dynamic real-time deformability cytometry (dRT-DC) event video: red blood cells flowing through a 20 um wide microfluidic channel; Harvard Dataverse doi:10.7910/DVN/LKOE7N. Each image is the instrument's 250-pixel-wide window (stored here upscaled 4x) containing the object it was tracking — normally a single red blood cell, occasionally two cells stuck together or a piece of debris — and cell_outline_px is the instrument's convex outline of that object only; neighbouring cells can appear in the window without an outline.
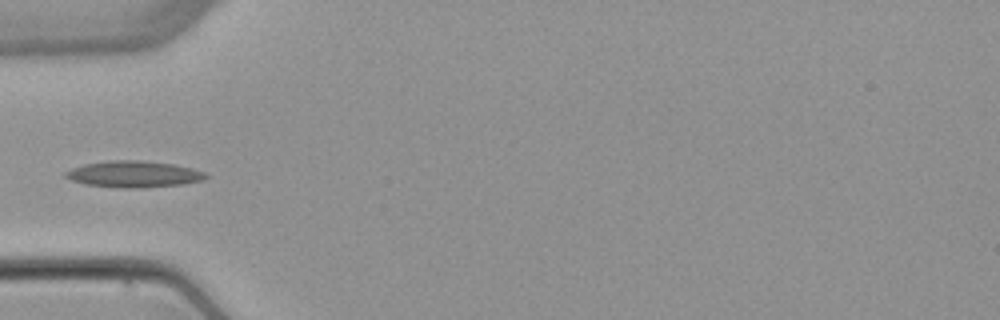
{"species": "common noctule bat (a hibernating species)", "species_latin": "Nyctalus noctula", "temperature_condition": "warm", "stored_images_in_passage": 5, "camera_frame_rate_fps": 3000, "um_per_image_px": 0.085, "animal": {"sex": "female", "body_mass_g": 22.7, "forearm_length_mm": 54.2}, "frame": {"image": 1, "passage_image": 5, "time_ms": 4.667, "image_size_px": [1000, 320], "cell_outline_px": [[208, 176], [200, 180], [184, 184], [140, 188], [124, 188], [84, 184], [72, 180], [64, 176], [64, 172], [72, 168], [84, 164], [108, 160], [140, 160], [176, 164], [192, 168], [204, 172]], "centroid_in_image_um": [11.35, 14.79], "position_along_channel_um": 73.7, "area_um2": 21.62}}